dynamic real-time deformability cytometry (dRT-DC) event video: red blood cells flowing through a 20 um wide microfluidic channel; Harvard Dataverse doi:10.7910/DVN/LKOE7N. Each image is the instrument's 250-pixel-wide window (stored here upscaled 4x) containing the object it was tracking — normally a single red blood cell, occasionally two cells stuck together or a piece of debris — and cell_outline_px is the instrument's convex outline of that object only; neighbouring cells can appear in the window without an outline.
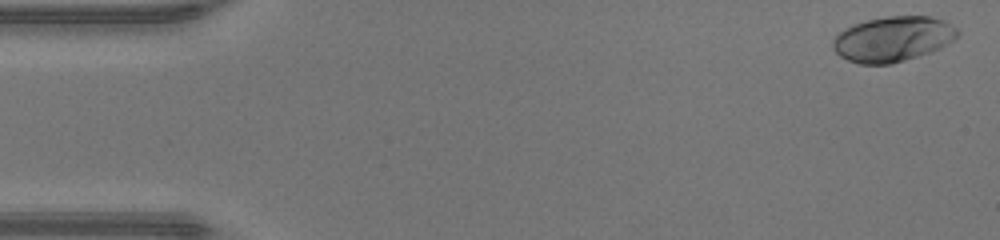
{"species": "human", "species_latin": "Homo sapiens", "temperature_condition": "warm", "stored_images_in_passage": 49, "camera_frame_rate_fps": 3000, "um_per_image_px": 0.085, "donor": {"sex": "male"}, "frame": {"image": 1, "passage_image": 2, "time_ms": 0.333, "image_size_px": [1000, 240], "cell_outline_px": [[960, 32], [952, 40], [940, 48], [892, 64], [860, 64], [848, 60], [840, 56], [832, 48], [832, 40], [840, 32], [856, 24], [868, 20], [888, 16], [928, 16], [944, 20], [956, 28]], "centroid_in_image_um": [75.88, 3.32], "position_along_channel_um": 9.1, "area_um2": 32.37}}
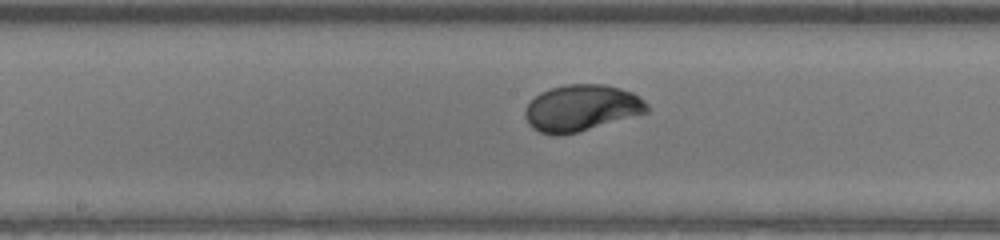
{"frame": {"image": 2, "passage_image": 25, "time_ms": 8.0, "image_size_px": [1000, 240], "cell_outline_px": [[648, 112], [576, 132], [560, 136], [552, 136], [540, 132], [532, 128], [528, 124], [524, 116], [524, 108], [540, 92], [552, 88], [568, 84], [604, 84], [620, 88], [632, 92], [644, 100], [648, 104]], "centroid_in_image_um": [49.39, 9.18], "position_along_channel_um": 198.8, "area_um2": 32.89}}
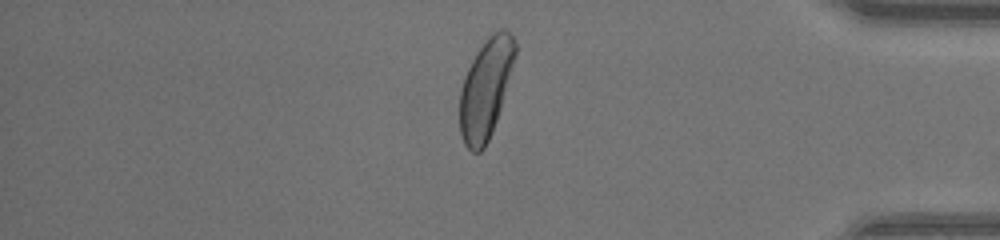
{"frame": {"image": 3, "passage_image": 41, "time_ms": 13.333, "image_size_px": [1000, 240], "cell_outline_px": [[516, 52], [500, 108], [496, 120], [488, 140], [484, 148], [480, 152], [472, 152], [464, 144], [460, 132], [460, 88], [464, 76], [476, 52], [488, 36], [492, 32], [500, 28], [504, 28], [512, 36], [516, 44]], "centroid_in_image_um": [41.26, 7.51], "position_along_channel_um": 393.9, "area_um2": 31.62}, "authors_computed_cell_mechanics": {"area_um2": 32.079, "velocity_mm_per_s": 4.2788, "shape_relaxation_time_tau1_ms": 2.013, "shape_relaxation_time_tau2_ms": null, "deformation_change_tau1": 0.1701, "deformation_change_tau2": null}}